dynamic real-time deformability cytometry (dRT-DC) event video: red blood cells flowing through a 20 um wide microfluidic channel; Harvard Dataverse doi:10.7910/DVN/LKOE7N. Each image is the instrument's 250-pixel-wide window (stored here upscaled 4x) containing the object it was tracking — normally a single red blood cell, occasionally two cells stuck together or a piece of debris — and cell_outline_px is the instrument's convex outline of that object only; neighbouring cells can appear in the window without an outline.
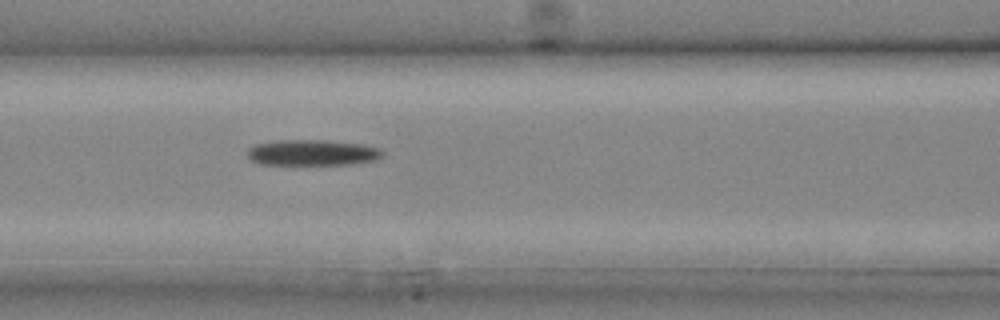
{"species": "common noctule bat (a hibernating species)", "species_latin": "Nyctalus noctula", "temperature_condition": "cold", "stored_images_in_passage": 5, "segment_of_instrument_passage": [1, 2], "camera_frame_rate_fps": 3000, "um_per_image_px": 0.085, "animal": {"sex": "male", "body_mass_g": 20.4}, "frame": {"image": 1, "passage_image": 4, "time_ms": 1.0, "image_size_px": [1000, 320], "cell_outline_px": [[384, 156], [376, 160], [352, 164], [260, 164], [252, 160], [248, 156], [248, 148], [256, 144], [280, 140], [324, 140], [360, 144], [380, 148], [384, 152]], "centroid_in_image_um": [26.59, 12.97], "position_along_channel_um": 140.0, "area_um2": 20.23}}